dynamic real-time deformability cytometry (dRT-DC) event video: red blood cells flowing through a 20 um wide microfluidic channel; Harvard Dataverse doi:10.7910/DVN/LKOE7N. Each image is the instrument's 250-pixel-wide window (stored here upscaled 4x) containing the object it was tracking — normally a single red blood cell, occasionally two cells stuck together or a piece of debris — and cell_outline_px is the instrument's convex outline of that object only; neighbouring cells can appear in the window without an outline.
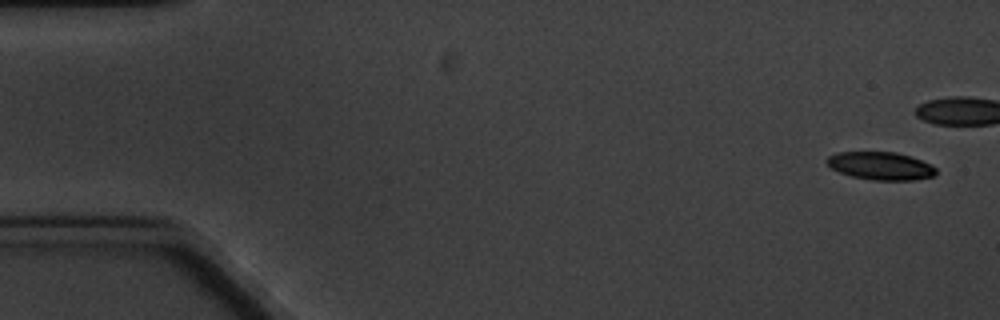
{"species": "common noctule bat (a hibernating species)", "species_latin": "Nyctalus noctula", "temperature_condition": "cold", "stored_images_in_passage": 5, "camera_frame_rate_fps": 3000, "um_per_image_px": 0.085, "animal": {"sex": "male", "body_mass_g": 20.1, "forearm_length_mm": 53.5}, "frame": {"image": 1, "passage_image": 1, "time_ms": 0.0, "image_size_px": [1000, 320], "cell_outline_px": [[936, 176], [916, 180], [872, 180], [852, 176], [840, 172], [832, 168], [824, 160], [828, 156], [836, 152], [896, 152], [932, 164], [936, 168]], "centroid_in_image_um": [74.87, 14.1], "position_along_channel_um": 10.1, "area_um2": 17.8}}